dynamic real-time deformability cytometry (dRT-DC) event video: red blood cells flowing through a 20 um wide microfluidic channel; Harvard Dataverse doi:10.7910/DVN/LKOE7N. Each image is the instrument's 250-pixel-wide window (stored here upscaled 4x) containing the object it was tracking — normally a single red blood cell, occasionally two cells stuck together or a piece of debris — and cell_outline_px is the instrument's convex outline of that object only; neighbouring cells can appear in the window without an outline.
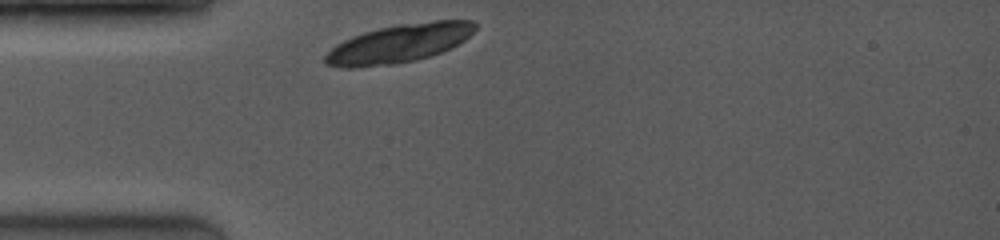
{"species": "common noctule bat (a hibernating species)", "species_latin": "Nyctalus noctula", "temperature_condition": "room temperature", "stored_images_in_passage": 2, "camera_frame_rate_fps": 4000, "um_per_image_px": 0.085, "animal": {"sex": "female", "body_mass_g": 19.0, "forearm_length_mm": 53.3}, "frame": {"image": 1, "passage_image": 1, "time_ms": 0.0, "image_size_px": [1000, 240], "cell_outline_px": [[476, 28], [464, 40], [432, 56], [416, 60], [396, 64], [352, 68], [348, 68], [328, 64], [324, 60], [324, 56], [332, 48], [344, 40], [352, 36], [364, 32], [380, 28], [400, 24], [436, 20], [472, 20], [476, 24]], "centroid_in_image_um": [33.93, 3.69], "position_along_channel_um": 51.1, "area_um2": 33.23}}